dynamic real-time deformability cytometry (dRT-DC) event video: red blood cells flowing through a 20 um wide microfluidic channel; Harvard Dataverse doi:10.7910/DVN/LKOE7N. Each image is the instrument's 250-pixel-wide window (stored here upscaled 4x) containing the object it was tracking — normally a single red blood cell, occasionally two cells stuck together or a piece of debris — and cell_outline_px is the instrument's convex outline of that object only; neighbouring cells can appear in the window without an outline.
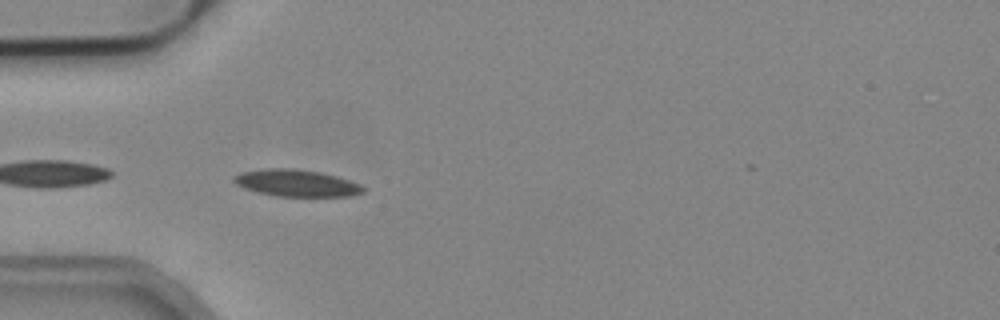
{"species": "common noctule bat (a hibernating species)", "species_latin": "Nyctalus noctula", "temperature_condition": "cold", "stored_images_in_passage": 4, "camera_frame_rate_fps": 3000, "um_per_image_px": 0.085, "animal": {"sex": "male", "body_mass_g": 19.2, "forearm_length_mm": 51.8}, "frame": {"image": 1, "passage_image": 3, "time_ms": 0.667, "image_size_px": [1000, 320], "cell_outline_px": [[364, 192], [352, 196], [276, 196], [256, 192], [244, 188], [236, 184], [232, 180], [232, 176], [240, 172], [264, 168], [292, 168], [320, 172], [336, 176], [360, 184], [364, 188]], "centroid_in_image_um": [25.15, 15.55], "position_along_channel_um": 59.9, "area_um2": 20.35}}